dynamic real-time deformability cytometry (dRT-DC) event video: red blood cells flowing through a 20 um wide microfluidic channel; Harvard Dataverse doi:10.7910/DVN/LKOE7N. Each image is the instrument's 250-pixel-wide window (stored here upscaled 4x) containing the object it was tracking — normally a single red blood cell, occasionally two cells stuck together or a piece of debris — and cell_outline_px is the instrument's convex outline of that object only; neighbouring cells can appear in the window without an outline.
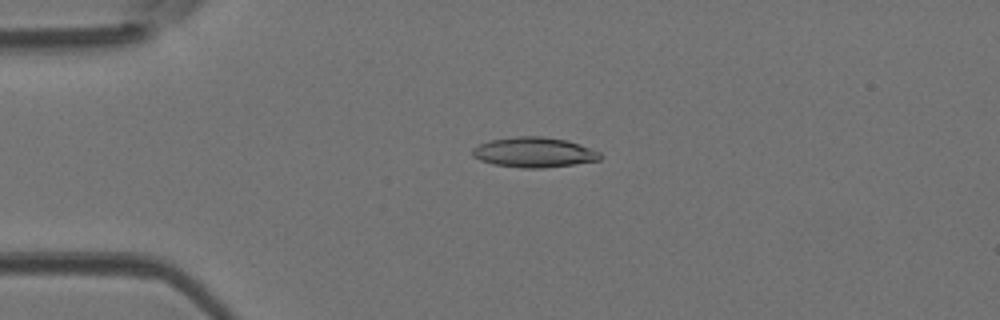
{"species": "Egyptian fruit bat (a non-hibernating species)", "species_latin": "Rousettus aegyptiacus", "temperature_condition": "room temperature", "stored_images_in_passage": 46, "camera_frame_rate_fps": 3000, "um_per_image_px": 0.085, "animal": {"sex": "female"}, "frame": {"image": 1, "passage_image": 10, "time_ms": 3.0, "image_size_px": [1000, 320], "cell_outline_px": [[600, 160], [544, 168], [520, 168], [492, 164], [480, 160], [472, 156], [472, 148], [480, 144], [492, 140], [516, 136], [540, 136], [568, 140], [580, 144], [600, 152]], "centroid_in_image_um": [45.37, 12.95], "position_along_channel_um": 39.6, "area_um2": 22.37}}
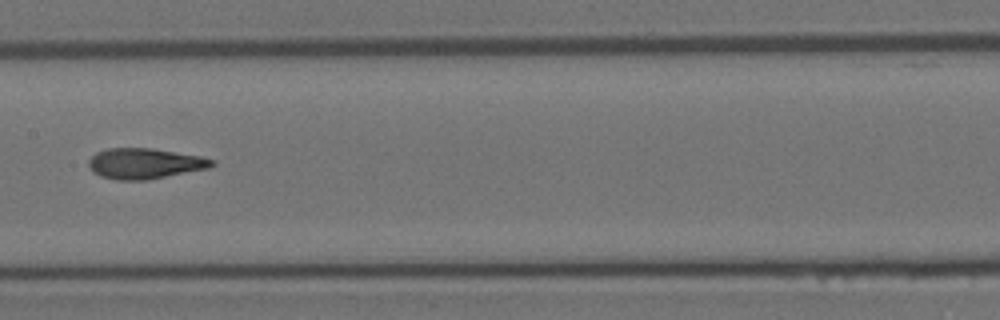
{"frame": {"image": 2, "passage_image": 23, "time_ms": 7.333, "image_size_px": [1000, 320], "cell_outline_px": [[216, 164], [208, 168], [148, 180], [116, 180], [100, 176], [92, 172], [88, 164], [88, 160], [96, 152], [108, 148], [152, 148], [200, 156], [216, 160]], "centroid_in_image_um": [12.29, 13.9], "position_along_channel_um": 195.1, "area_um2": 22.08}}
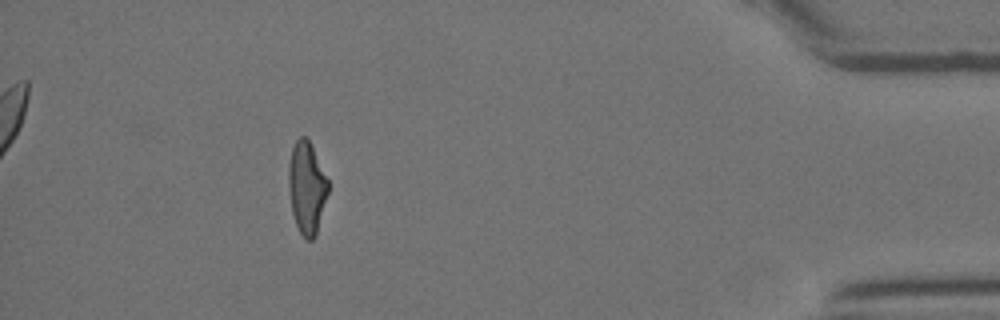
{"frame": {"image": 3, "passage_image": 42, "time_ms": 13.667, "image_size_px": [1000, 320], "cell_outline_px": [[328, 192], [316, 236], [312, 240], [308, 240], [300, 232], [296, 224], [292, 212], [288, 184], [288, 164], [292, 148], [296, 140], [300, 136], [304, 136], [308, 140], [328, 180]], "centroid_in_image_um": [26.06, 15.96], "position_along_channel_um": 409.1, "area_um2": 20.92}, "authors_computed_cell_mechanics": {"area_um2": 21.7906, "velocity_mm_per_s": 4.2435, "shape_relaxation_time_tau1_ms": 8.436, "shape_relaxation_time_tau2_ms": 2.067, "deformation_change_tau1": 0.2484, "deformation_change_tau2": 0.1032}}